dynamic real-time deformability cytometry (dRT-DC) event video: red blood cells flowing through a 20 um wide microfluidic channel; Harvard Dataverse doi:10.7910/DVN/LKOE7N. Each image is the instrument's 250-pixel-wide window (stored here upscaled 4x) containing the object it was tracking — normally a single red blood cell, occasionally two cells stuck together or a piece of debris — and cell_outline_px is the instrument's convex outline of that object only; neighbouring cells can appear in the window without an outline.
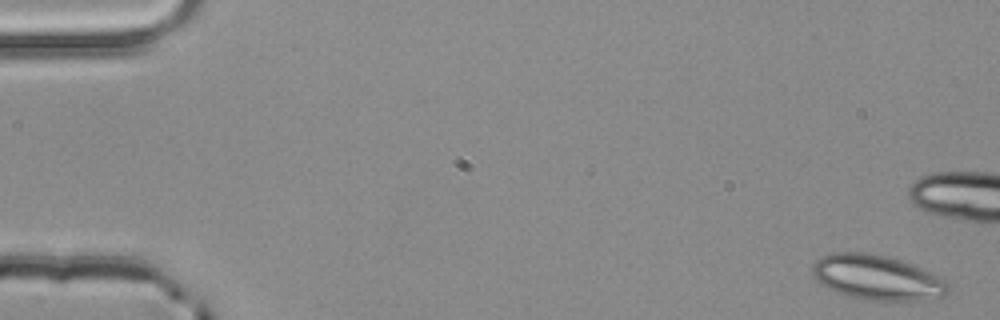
{"species": "common noctule bat (a hibernating species)", "species_latin": "Nyctalus noctula", "temperature_condition": "room temperature", "stored_images_in_passage": 4, "camera_frame_rate_fps": 3000, "um_per_image_px": 0.085, "animal": {"sex": "male", "body_mass_g": 20.4}, "frame": {"image": 1, "passage_image": 1, "time_ms": 0.0, "image_size_px": [1000, 320], "cell_outline_px": [[948, 292], [944, 296], [920, 300], [864, 300], [848, 296], [836, 292], [820, 284], [812, 276], [812, 264], [820, 256], [832, 252], [864, 252], [884, 256], [900, 260], [912, 264], [932, 272], [948, 280]], "centroid_in_image_um": [74.53, 23.58], "position_along_channel_um": 10.5, "area_um2": 35.78}}